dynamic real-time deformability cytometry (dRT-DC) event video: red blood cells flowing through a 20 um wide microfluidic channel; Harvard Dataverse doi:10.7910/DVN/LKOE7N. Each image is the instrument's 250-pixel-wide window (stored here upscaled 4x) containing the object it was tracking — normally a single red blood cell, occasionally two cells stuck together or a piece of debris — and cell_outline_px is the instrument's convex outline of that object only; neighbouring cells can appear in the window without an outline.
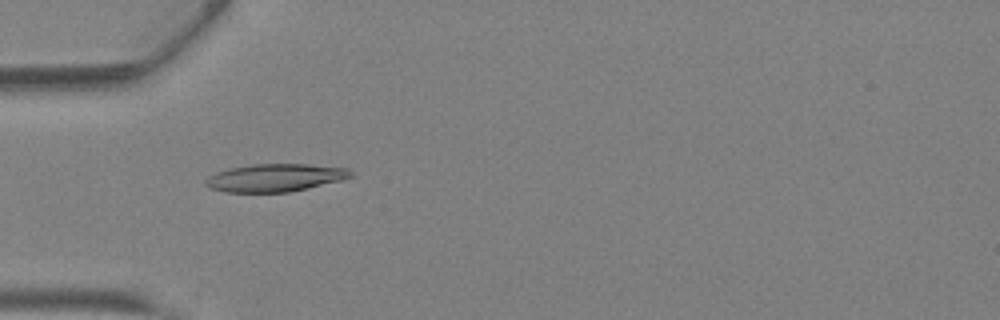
{"species": "Egyptian fruit bat (a non-hibernating species)", "species_latin": "Rousettus aegyptiacus", "temperature_condition": "warm", "stored_images_in_passage": 42, "camera_frame_rate_fps": 3000, "um_per_image_px": 0.085, "animal": {"sex": "female"}, "frame": {"image": 1, "passage_image": 14, "time_ms": 4.333, "image_size_px": [1000, 320], "cell_outline_px": [[352, 176], [344, 180], [308, 188], [288, 192], [224, 192], [208, 188], [204, 184], [204, 180], [208, 176], [216, 172], [232, 168], [252, 164], [308, 164], [348, 168], [352, 172]], "centroid_in_image_um": [23.38, 15.11], "position_along_channel_um": 61.6, "area_um2": 23.64}}
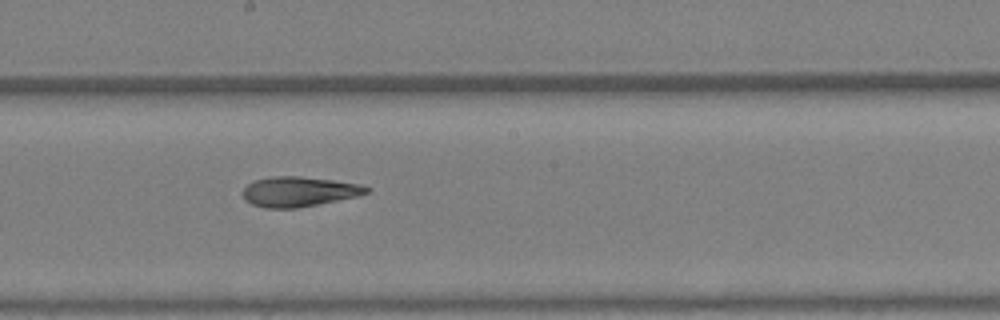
{"frame": {"image": 2, "passage_image": 24, "time_ms": 7.667, "image_size_px": [1000, 320], "cell_outline_px": [[372, 188], [368, 192], [360, 196], [296, 208], [264, 208], [252, 204], [244, 200], [244, 188], [248, 184], [256, 180], [276, 176], [300, 176], [332, 180], [360, 184]], "centroid_in_image_um": [25.44, 16.29], "position_along_channel_um": 222.8, "area_um2": 21.5}}
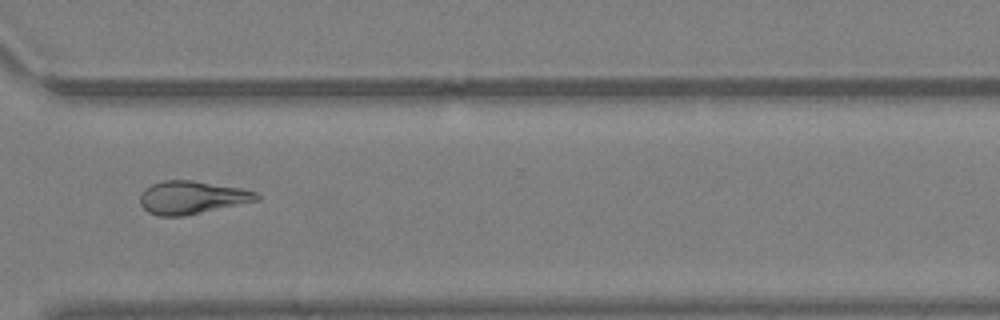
{"frame": {"image": 3, "passage_image": 32, "time_ms": 10.333, "image_size_px": [1000, 320], "cell_outline_px": [[260, 200], [184, 216], [156, 216], [148, 212], [140, 204], [140, 192], [144, 188], [152, 184], [164, 180], [192, 180], [240, 188], [256, 192], [260, 196]], "centroid_in_image_um": [16.28, 16.79], "position_along_channel_um": 354.3, "area_um2": 22.48}, "authors_computed_cell_mechanics": {"area_um2": 22.7732, "velocity_mm_per_s": 4.9333, "shape_relaxation_time_tau1_ms": null, "shape_relaxation_time_tau2_ms": 4.6926, "deformation_change_tau1": null, "deformation_change_tau2": 0.1538}}